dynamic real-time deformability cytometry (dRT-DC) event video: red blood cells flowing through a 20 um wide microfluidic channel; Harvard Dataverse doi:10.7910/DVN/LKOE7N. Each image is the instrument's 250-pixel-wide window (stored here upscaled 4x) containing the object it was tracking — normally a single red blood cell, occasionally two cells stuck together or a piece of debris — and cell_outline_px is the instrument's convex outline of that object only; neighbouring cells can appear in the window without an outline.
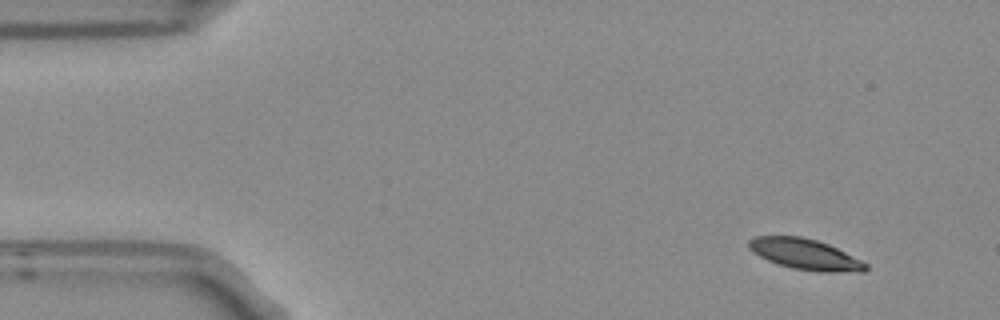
{"species": "Egyptian fruit bat (a non-hibernating species)", "species_latin": "Rousettus aegyptiacus", "temperature_condition": "room temperature", "stored_images_in_passage": 4, "camera_frame_rate_fps": 3000, "um_per_image_px": 0.085, "frame": {"image": 1, "passage_image": 1, "time_ms": 0.0, "image_size_px": [1000, 320], "cell_outline_px": [[868, 268], [864, 272], [820, 272], [792, 268], [776, 264], [752, 252], [748, 248], [748, 240], [752, 236], [800, 236], [816, 240], [828, 244], [868, 264]], "centroid_in_image_um": [68.41, 21.62], "position_along_channel_um": 16.6, "area_um2": 20.98}}
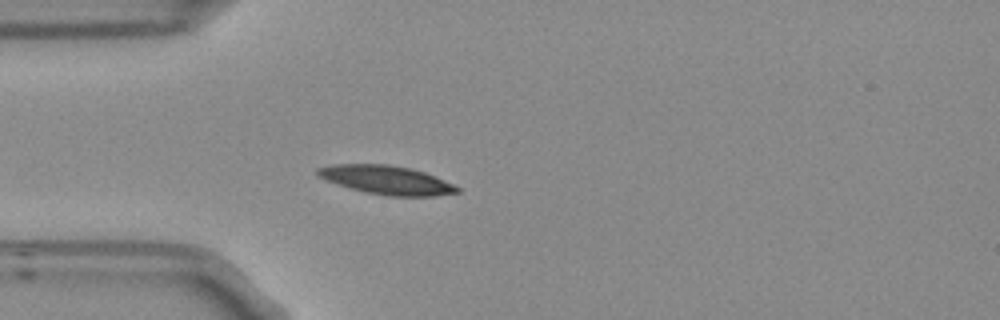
{"frame": {"image": 2, "passage_image": 4, "time_ms": 1.0, "image_size_px": [1000, 320], "cell_outline_px": [[460, 192], [436, 196], [388, 196], [364, 192], [348, 188], [324, 180], [316, 176], [316, 168], [332, 164], [388, 164], [408, 168], [424, 172], [452, 184], [460, 188]], "centroid_in_image_um": [32.78, 15.3], "position_along_channel_um": 52.2, "area_um2": 23.47}}